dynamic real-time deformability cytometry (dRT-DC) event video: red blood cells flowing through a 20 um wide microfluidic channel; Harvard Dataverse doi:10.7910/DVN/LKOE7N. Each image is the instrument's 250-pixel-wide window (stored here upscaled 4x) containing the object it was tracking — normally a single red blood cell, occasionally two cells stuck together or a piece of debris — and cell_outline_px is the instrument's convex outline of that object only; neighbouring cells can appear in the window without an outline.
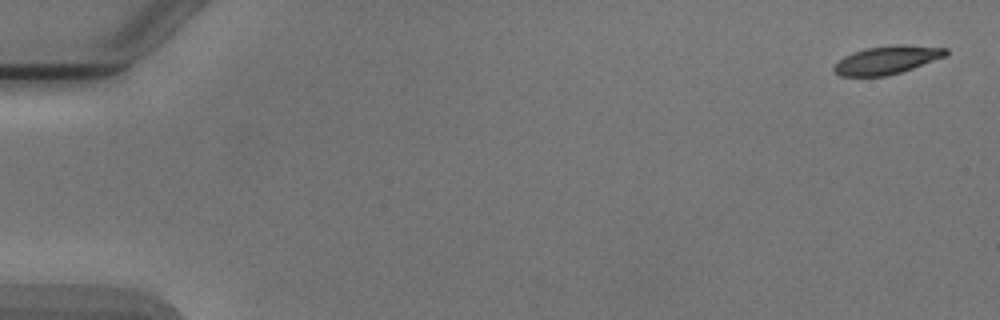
{"species": "Egyptian fruit bat (a non-hibernating species)", "species_latin": "Rousettus aegyptiacus", "temperature_condition": "cold", "stored_images_in_passage": 5, "camera_frame_rate_fps": 3000, "um_per_image_px": 0.085, "animal": {"sex": "male"}, "frame": {"image": 1, "passage_image": 1, "time_ms": 0.0, "image_size_px": [1000, 320], "cell_outline_px": [[948, 56], [900, 72], [884, 76], [840, 76], [832, 72], [832, 68], [844, 56], [852, 52], [864, 48], [948, 48]], "centroid_in_image_um": [75.29, 5.17], "position_along_channel_um": 9.7, "area_um2": 17.22}}